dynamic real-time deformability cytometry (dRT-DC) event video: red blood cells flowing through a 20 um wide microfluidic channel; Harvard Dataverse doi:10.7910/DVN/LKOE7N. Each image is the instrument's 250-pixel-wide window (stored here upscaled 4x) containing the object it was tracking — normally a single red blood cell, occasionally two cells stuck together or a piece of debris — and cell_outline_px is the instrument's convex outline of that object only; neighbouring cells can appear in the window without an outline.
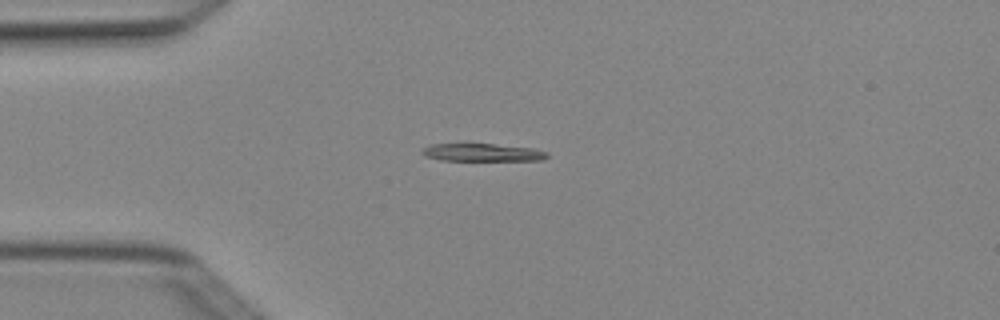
{"species": "Egyptian fruit bat (a non-hibernating species)", "species_latin": "Rousettus aegyptiacus", "temperature_condition": "cold", "stored_images_in_passage": 5, "camera_frame_rate_fps": 3000, "um_per_image_px": 0.085, "animal": {"sex": "female"}, "frame": {"image": 1, "passage_image": 4, "time_ms": 1.0, "image_size_px": [1000, 320], "cell_outline_px": [[548, 156], [544, 160], [440, 160], [424, 156], [420, 152], [424, 148], [432, 144], [492, 144], [532, 148], [548, 152]], "centroid_in_image_um": [40.99, 12.96], "position_along_channel_um": 44.0, "area_um2": 12.77}}